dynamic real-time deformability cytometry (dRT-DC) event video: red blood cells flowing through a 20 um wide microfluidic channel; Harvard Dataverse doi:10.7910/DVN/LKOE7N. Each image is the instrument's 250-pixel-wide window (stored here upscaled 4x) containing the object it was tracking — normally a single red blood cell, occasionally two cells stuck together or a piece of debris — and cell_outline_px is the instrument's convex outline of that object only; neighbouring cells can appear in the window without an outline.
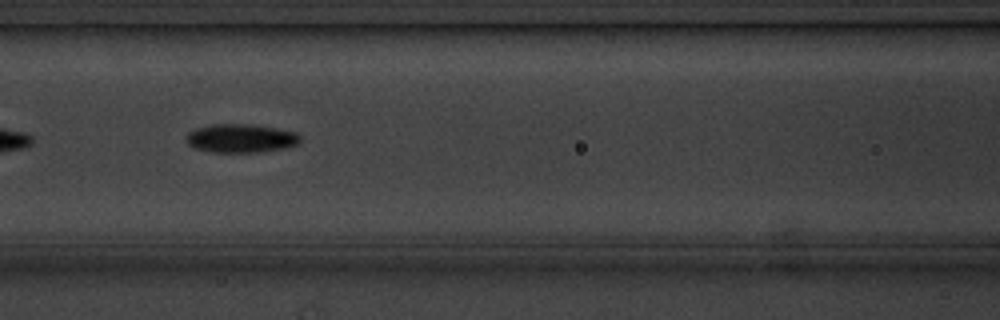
{"species": "common noctule bat (a hibernating species)", "species_latin": "Nyctalus noctula", "temperature_condition": "cold", "stored_images_in_passage": 15, "camera_frame_rate_fps": 3000, "um_per_image_px": 0.085, "animal": {"sex": "male", "body_mass_g": 20.1, "forearm_length_mm": 53.5}, "frame": {"image": 1, "passage_image": 7, "time_ms": 7.667, "image_size_px": [1000, 320], "cell_outline_px": [[300, 144], [284, 148], [260, 152], [212, 152], [196, 148], [188, 144], [184, 136], [188, 132], [196, 128], [212, 124], [252, 124], [276, 128], [296, 132], [300, 136]], "centroid_in_image_um": [20.47, 11.75], "position_along_channel_um": 146.1, "area_um2": 19.13}}
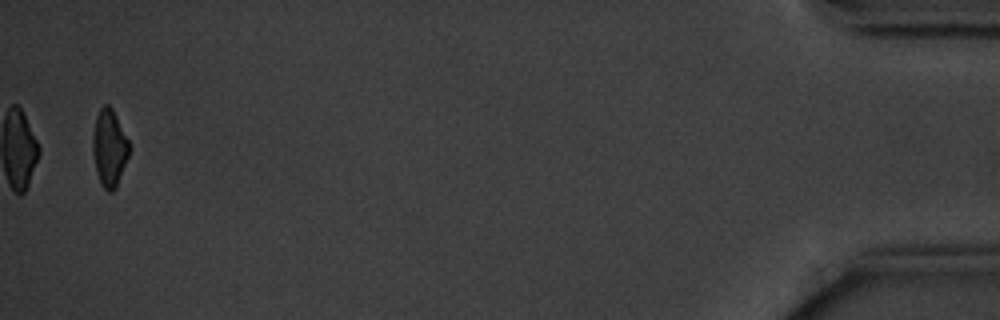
{"frame": {"image": 2, "passage_image": 15, "time_ms": 18.0, "image_size_px": [1000, 320], "cell_outline_px": [[128, 156], [116, 188], [112, 192], [108, 192], [100, 184], [96, 172], [92, 152], [92, 136], [96, 116], [100, 108], [104, 104], [108, 104], [112, 108], [128, 140]], "centroid_in_image_um": [9.26, 12.59], "position_along_channel_um": 425.9, "area_um2": 16.3}, "authors_computed_cell_mechanics": {"area_um2": 19.2474, "velocity_mm_per_s": 3.5596, "shape_relaxation_time_tau1_ms": 1.9243, "shape_relaxation_time_tau2_ms": null, "deformation_change_tau1": 0.0776, "deformation_change_tau2": null}}